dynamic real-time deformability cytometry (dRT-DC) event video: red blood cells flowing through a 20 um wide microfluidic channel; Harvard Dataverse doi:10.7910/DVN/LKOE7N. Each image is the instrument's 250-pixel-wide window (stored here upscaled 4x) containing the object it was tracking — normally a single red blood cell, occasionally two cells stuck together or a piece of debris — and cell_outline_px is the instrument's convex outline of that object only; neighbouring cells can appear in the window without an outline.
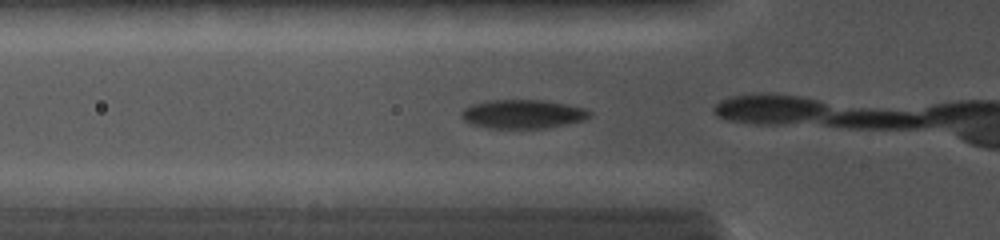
{"species": "common noctule bat (a hibernating species)", "species_latin": "Nyctalus noctula", "temperature_condition": "cold", "stored_images_in_passage": 5, "camera_frame_rate_fps": 5000, "um_per_image_px": 0.085, "animal": {"sex": "female", "body_mass_g": 19.0, "forearm_length_mm": 56.7}, "frame": {"image": 1, "passage_image": 2, "time_ms": 0.2, "image_size_px": [1000, 240], "cell_outline_px": [[592, 116], [584, 120], [544, 128], [488, 128], [472, 124], [464, 120], [460, 116], [460, 112], [464, 108], [472, 104], [484, 100], [544, 100], [584, 108], [592, 112]], "centroid_in_image_um": [44.4, 9.69], "position_along_channel_um": 81.4, "area_um2": 21.56}}